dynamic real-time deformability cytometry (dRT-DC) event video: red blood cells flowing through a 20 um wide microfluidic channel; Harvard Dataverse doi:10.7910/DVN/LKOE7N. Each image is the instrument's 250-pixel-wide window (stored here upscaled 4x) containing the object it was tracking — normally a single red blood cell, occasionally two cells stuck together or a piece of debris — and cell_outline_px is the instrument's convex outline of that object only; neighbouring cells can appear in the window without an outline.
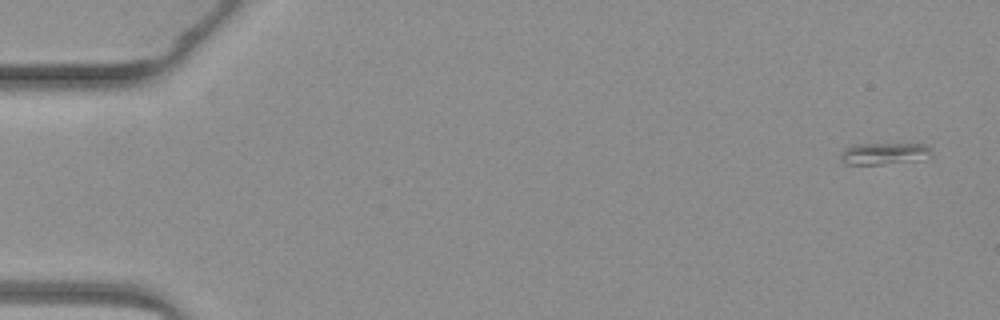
{"species": "common noctule bat (a hibernating species)", "species_latin": "Nyctalus noctula", "temperature_condition": "warm", "stored_images_in_passage": 4, "camera_frame_rate_fps": 3000, "um_per_image_px": 0.085, "animal": {"sex": "female", "body_mass_g": 19.3, "forearm_length_mm": 54.1}, "frame": {"image": 1, "passage_image": 1, "time_ms": 0.0, "image_size_px": [1000, 320], "cell_outline_px": [[932, 156], [924, 160], [880, 164], [844, 164], [840, 160], [840, 156], [848, 148], [856, 144], [924, 144], [928, 148]], "centroid_in_image_um": [75.19, 13.07], "position_along_channel_um": 9.8, "area_um2": 11.39}}